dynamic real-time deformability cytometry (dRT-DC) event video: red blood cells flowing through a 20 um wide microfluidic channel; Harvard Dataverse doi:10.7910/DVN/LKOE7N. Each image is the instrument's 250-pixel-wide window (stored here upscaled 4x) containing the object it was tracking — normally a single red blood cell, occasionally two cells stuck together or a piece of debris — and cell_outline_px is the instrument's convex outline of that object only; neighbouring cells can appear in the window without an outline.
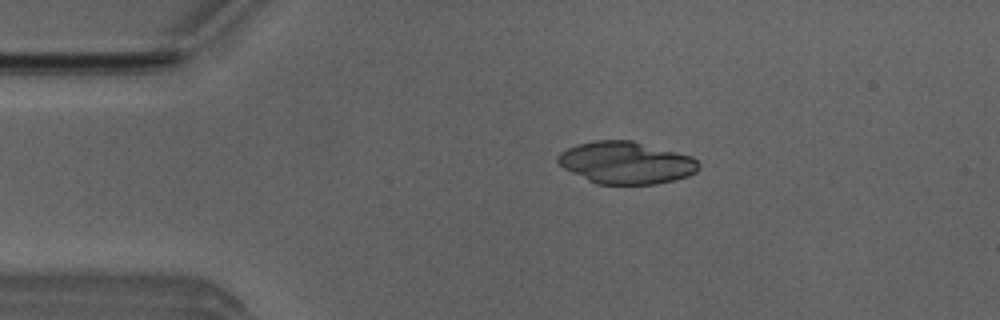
{"species": "Egyptian fruit bat (a non-hibernating species)", "species_latin": "Rousettus aegyptiacus", "temperature_condition": "room temperature", "stored_images_in_passage": 51, "camera_frame_rate_fps": 3000, "um_per_image_px": 0.085, "animal": {"sex": "male"}, "frame": {"image": 1, "passage_image": 9, "time_ms": 2.667, "image_size_px": [1000, 320], "cell_outline_px": [[700, 168], [696, 172], [688, 176], [676, 180], [656, 184], [596, 184], [564, 168], [556, 160], [556, 156], [560, 152], [576, 144], [596, 140], [632, 140], [692, 156], [700, 164]], "centroid_in_image_um": [53.23, 13.83], "position_along_channel_um": 31.8, "area_um2": 34.74}}